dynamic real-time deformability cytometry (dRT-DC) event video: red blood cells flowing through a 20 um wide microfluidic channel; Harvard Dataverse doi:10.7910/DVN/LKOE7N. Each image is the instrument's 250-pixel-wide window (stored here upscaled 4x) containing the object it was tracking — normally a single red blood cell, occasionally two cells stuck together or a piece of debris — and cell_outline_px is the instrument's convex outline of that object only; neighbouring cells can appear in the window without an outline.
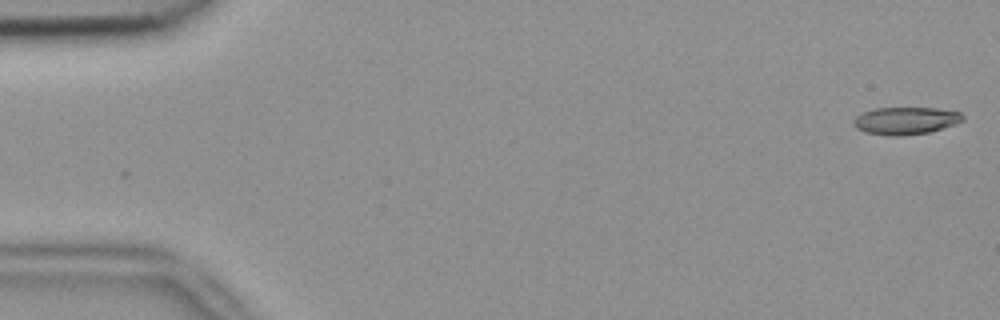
{"species": "common noctule bat (a hibernating species)", "species_latin": "Nyctalus noctula", "temperature_condition": "room temperature", "stored_images_in_passage": 12, "camera_frame_rate_fps": 3000, "um_per_image_px": 0.085, "animal": {"sex": "female", "body_mass_g": 18.4}, "frame": {"image": 1, "passage_image": 1, "time_ms": 0.0, "image_size_px": [1000, 320], "cell_outline_px": [[964, 120], [956, 124], [928, 132], [900, 136], [892, 136], [868, 132], [856, 128], [852, 124], [852, 120], [856, 116], [864, 112], [876, 108], [936, 108], [960, 112], [964, 116]], "centroid_in_image_um": [76.99, 10.25], "position_along_channel_um": 8.0, "area_um2": 17.34}}